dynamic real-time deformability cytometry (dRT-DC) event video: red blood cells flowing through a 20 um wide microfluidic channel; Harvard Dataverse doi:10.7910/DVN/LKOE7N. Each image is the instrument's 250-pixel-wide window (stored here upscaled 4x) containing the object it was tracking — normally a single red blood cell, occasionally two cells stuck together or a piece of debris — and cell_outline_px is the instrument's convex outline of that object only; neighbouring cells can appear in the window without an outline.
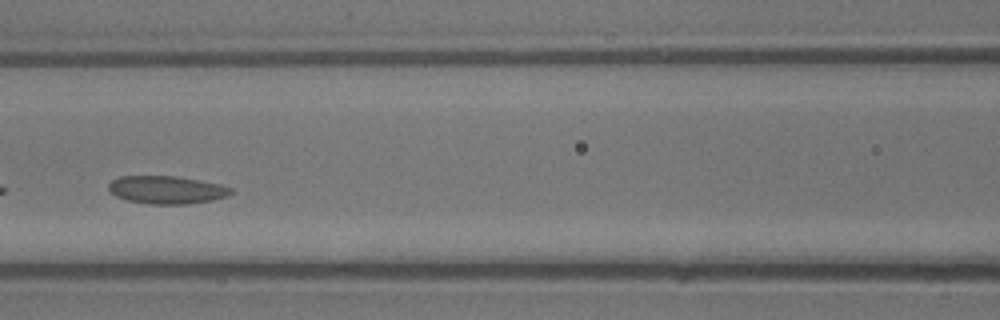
{"species": "common noctule bat (a hibernating species)", "species_latin": "Nyctalus noctula", "temperature_condition": "warm", "stored_images_in_passage": 20, "camera_frame_rate_fps": 3000, "um_per_image_px": 0.085, "animal": {"sex": "male", "body_mass_g": 13.3}, "frame": {"image": 1, "passage_image": 6, "time_ms": 1.667, "image_size_px": [1000, 320], "cell_outline_px": [[232, 192], [228, 196], [212, 200], [188, 204], [148, 204], [128, 200], [116, 196], [108, 188], [108, 184], [112, 180], [120, 176], [176, 176], [220, 184], [232, 188]], "centroid_in_image_um": [14.17, 16.13], "position_along_channel_um": 152.4, "area_um2": 19.83}}
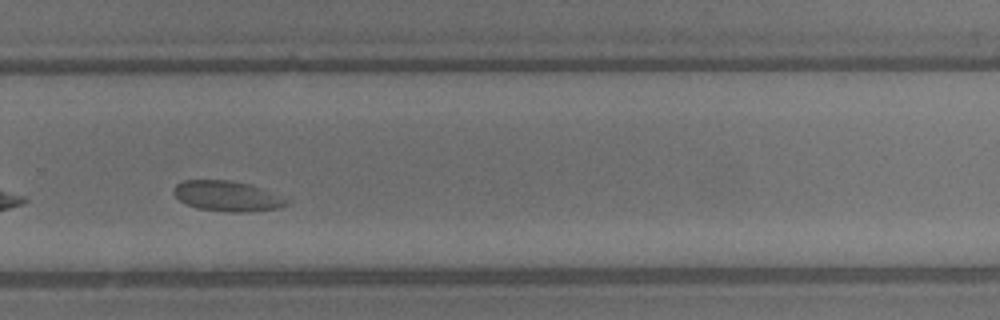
{"frame": {"image": 2, "passage_image": 15, "time_ms": 4.667, "image_size_px": [1000, 320], "cell_outline_px": [[292, 200], [288, 204], [280, 208], [252, 212], [224, 212], [196, 208], [184, 204], [172, 192], [176, 184], [184, 180], [228, 180], [252, 184]], "centroid_in_image_um": [19.35, 16.68], "position_along_channel_um": 310.5, "area_um2": 20.4}}
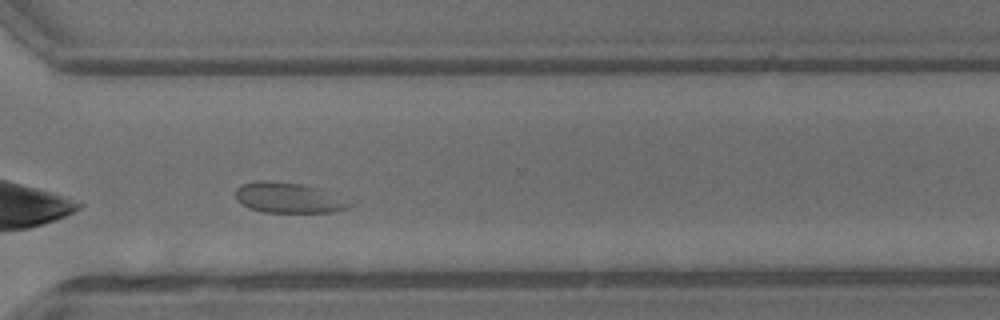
{"frame": {"image": 3, "passage_image": 17, "time_ms": 5.333, "image_size_px": [1000, 320], "cell_outline_px": [[352, 204], [348, 208], [336, 212], [264, 212], [248, 208], [236, 196], [236, 188], [240, 184], [256, 180], [268, 180], [304, 184], [320, 188]], "centroid_in_image_um": [24.48, 16.8], "position_along_channel_um": 346.1, "area_um2": 20.06}}